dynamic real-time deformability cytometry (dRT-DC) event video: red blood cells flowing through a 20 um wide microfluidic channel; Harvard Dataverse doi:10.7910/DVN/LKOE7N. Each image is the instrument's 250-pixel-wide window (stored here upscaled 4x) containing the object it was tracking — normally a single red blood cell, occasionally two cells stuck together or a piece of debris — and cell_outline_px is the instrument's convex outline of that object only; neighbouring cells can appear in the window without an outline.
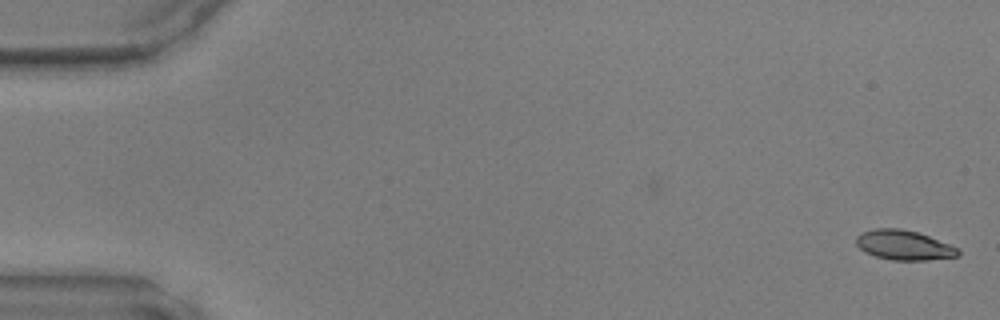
{"species": "common noctule bat (a hibernating species)", "species_latin": "Nyctalus noctula", "temperature_condition": "warm", "stored_images_in_passage": 20, "camera_frame_rate_fps": 3000, "um_per_image_px": 0.085, "animal": {"sex": "male", "body_mass_g": 17.9, "forearm_length_mm": 54.2}, "frame": {"image": 1, "passage_image": 1, "time_ms": 0.0, "image_size_px": [1000, 320], "cell_outline_px": [[960, 256], [928, 260], [892, 260], [876, 256], [864, 252], [856, 244], [856, 236], [864, 232], [876, 228], [900, 228], [916, 232], [928, 236], [948, 244], [956, 248], [960, 252]], "centroid_in_image_um": [76.81, 20.84], "position_along_channel_um": 8.2, "area_um2": 17.46}}
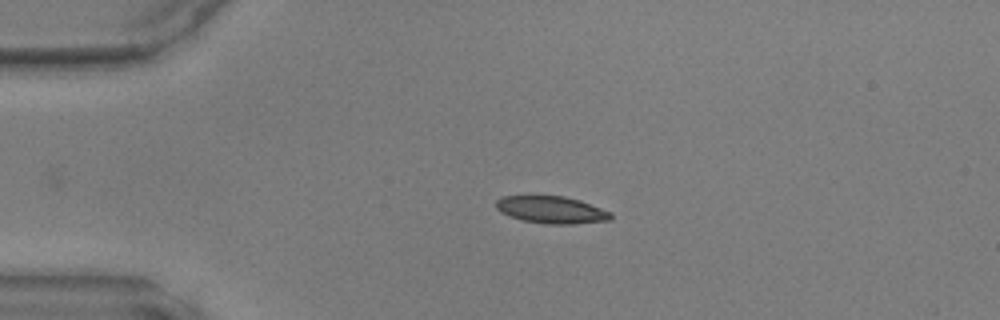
{"frame": {"image": 2, "passage_image": 11, "time_ms": 3.333, "image_size_px": [1000, 320], "cell_outline_px": [[612, 220], [572, 224], [544, 224], [524, 220], [508, 216], [500, 212], [496, 208], [496, 200], [504, 196], [528, 192], [564, 196], [580, 200], [612, 212]], "centroid_in_image_um": [46.81, 17.78], "position_along_channel_um": 38.2, "area_um2": 19.13}}